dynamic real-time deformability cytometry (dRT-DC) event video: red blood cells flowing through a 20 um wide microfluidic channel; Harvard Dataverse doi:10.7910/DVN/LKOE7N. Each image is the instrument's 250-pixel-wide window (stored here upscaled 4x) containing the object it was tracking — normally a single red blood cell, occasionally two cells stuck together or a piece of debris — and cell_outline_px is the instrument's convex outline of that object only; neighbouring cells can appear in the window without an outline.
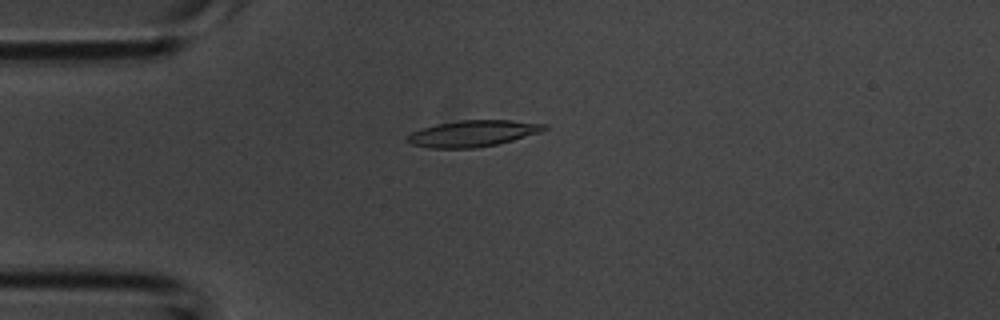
{"species": "common noctule bat (a hibernating species)", "species_latin": "Nyctalus noctula", "temperature_condition": "room temperature", "stored_images_in_passage": 39, "camera_frame_rate_fps": 3000, "um_per_image_px": 0.085, "animal": {"sex": "male", "body_mass_g": 20.1, "forearm_length_mm": 53.5}, "frame": {"image": 1, "passage_image": 7, "time_ms": 2.0, "image_size_px": [1000, 320], "cell_outline_px": [[548, 128], [540, 132], [512, 140], [496, 144], [476, 148], [428, 148], [412, 144], [404, 140], [412, 132], [436, 124], [460, 120], [512, 120], [548, 124]], "centroid_in_image_um": [40.2, 11.34], "position_along_channel_um": 44.8, "area_um2": 20.92}}
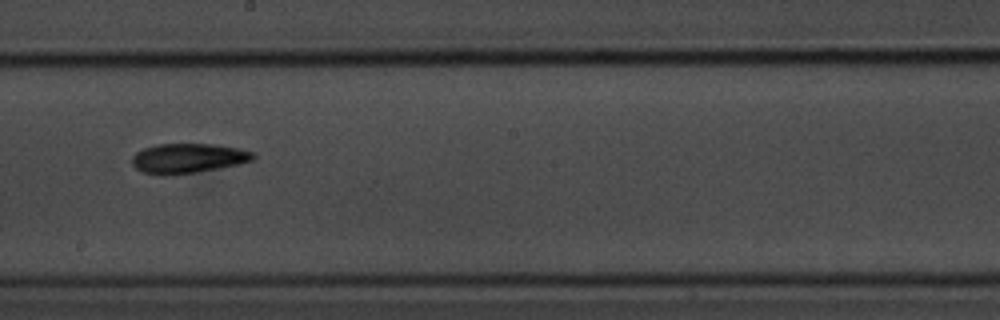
{"frame": {"image": 2, "passage_image": 20, "time_ms": 6.333, "image_size_px": [1000, 320], "cell_outline_px": [[256, 156], [252, 160], [236, 164], [196, 172], [172, 176], [164, 176], [144, 172], [136, 168], [132, 164], [132, 156], [136, 152], [144, 148], [156, 144], [212, 144], [236, 148], [252, 152]], "centroid_in_image_um": [15.92, 13.46], "position_along_channel_um": 232.3, "area_um2": 20.81}}
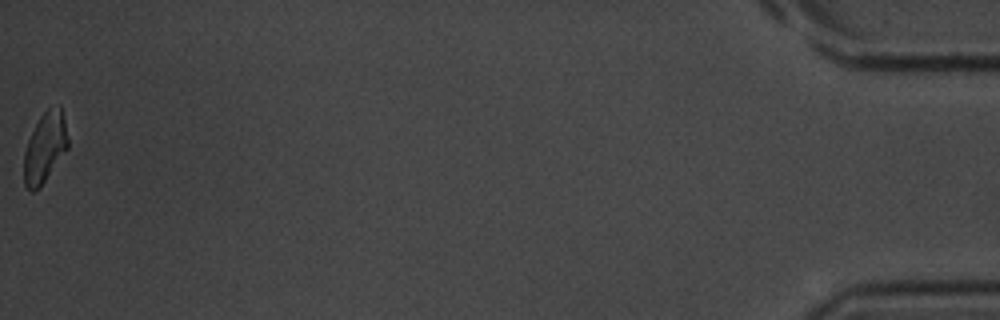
{"frame": {"image": 3, "passage_image": 39, "time_ms": 12.667, "image_size_px": [1000, 320], "cell_outline_px": [[68, 148], [40, 188], [32, 192], [24, 184], [24, 152], [28, 140], [40, 116], [48, 108], [60, 104], [64, 120], [68, 140]], "centroid_in_image_um": [3.82, 12.55], "position_along_channel_um": 431.4, "area_um2": 17.86}}